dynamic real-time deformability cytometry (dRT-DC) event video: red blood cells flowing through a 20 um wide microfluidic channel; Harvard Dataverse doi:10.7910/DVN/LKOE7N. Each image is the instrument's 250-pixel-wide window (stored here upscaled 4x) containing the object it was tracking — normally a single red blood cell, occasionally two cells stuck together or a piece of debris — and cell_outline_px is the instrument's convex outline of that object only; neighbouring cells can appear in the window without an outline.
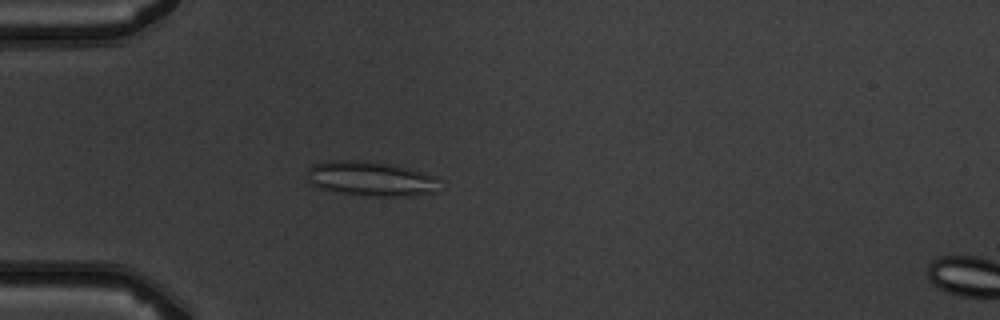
{"species": "common noctule bat (a hibernating species)", "species_latin": "Nyctalus noctula", "temperature_condition": "warm", "stored_images_in_passage": 3, "camera_frame_rate_fps": 3000, "um_per_image_px": 0.085, "animal": {"sex": "male", "body_mass_g": 19.5, "forearm_length_mm": 54.6}, "frame": {"image": 1, "passage_image": 3, "time_ms": 2.333, "image_size_px": [1000, 320], "cell_outline_px": [[436, 192], [408, 196], [364, 196], [332, 192], [320, 188], [312, 184], [304, 176], [308, 168], [312, 164], [328, 160], [368, 160], [408, 168], [436, 176]], "centroid_in_image_um": [31.41, 15.19], "position_along_channel_um": 53.6, "area_um2": 27.11}}